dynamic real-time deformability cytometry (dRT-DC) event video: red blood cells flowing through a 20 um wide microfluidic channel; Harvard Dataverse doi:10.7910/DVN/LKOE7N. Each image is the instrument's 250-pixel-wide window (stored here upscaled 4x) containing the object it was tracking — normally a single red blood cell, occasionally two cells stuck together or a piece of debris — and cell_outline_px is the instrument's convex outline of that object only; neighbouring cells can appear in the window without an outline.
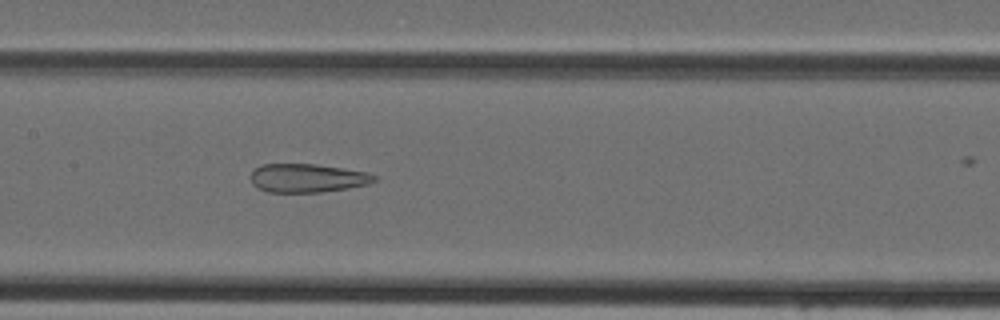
{"species": "Egyptian fruit bat (a non-hibernating species)", "species_latin": "Rousettus aegyptiacus", "temperature_condition": "cold", "stored_images_in_passage": 27, "camera_frame_rate_fps": 3000, "um_per_image_px": 0.085, "animal": {"sex": "female"}, "frame": {"image": 1, "passage_image": 9, "time_ms": 2.667, "image_size_px": [1000, 320], "cell_outline_px": [[380, 180], [368, 184], [348, 188], [320, 192], [268, 192], [256, 188], [252, 184], [248, 176], [256, 168], [264, 164], [316, 164], [368, 172], [380, 176]], "centroid_in_image_um": [26.16, 15.14], "position_along_channel_um": 181.2, "area_um2": 20.92}}
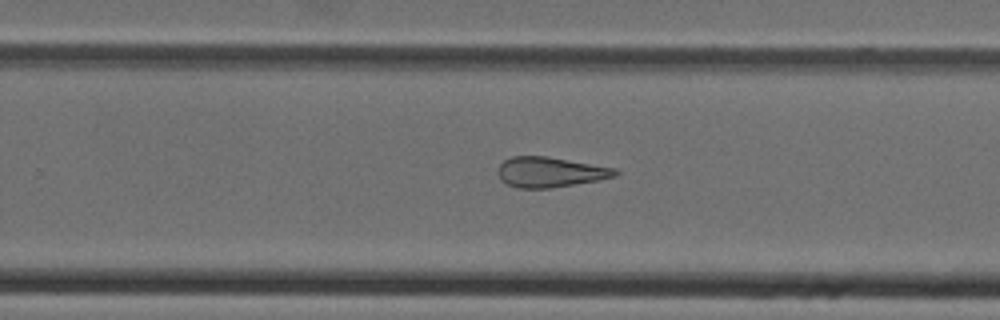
{"frame": {"image": 2, "passage_image": 16, "time_ms": 5.0, "image_size_px": [1000, 320], "cell_outline_px": [[620, 172], [616, 176], [596, 180], [552, 188], [516, 188], [500, 180], [496, 172], [500, 164], [504, 160], [512, 156], [548, 156], [616, 168]], "centroid_in_image_um": [46.73, 14.62], "position_along_channel_um": 283.1, "area_um2": 20.75}}
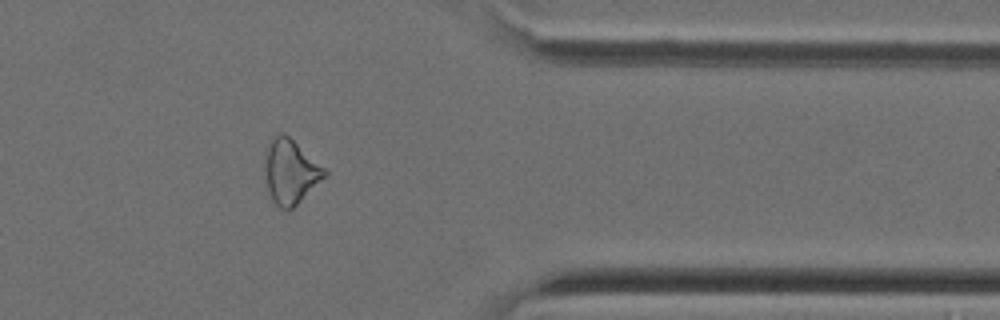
{"frame": {"image": 3, "passage_image": 24, "time_ms": 7.667, "image_size_px": [1000, 320], "cell_outline_px": [[328, 176], [292, 208], [280, 208], [272, 200], [268, 192], [264, 172], [264, 152], [272, 140], [280, 132], [284, 132], [324, 168], [328, 172]], "centroid_in_image_um": [24.67, 14.59], "position_along_channel_um": 386.7, "area_um2": 22.31}}